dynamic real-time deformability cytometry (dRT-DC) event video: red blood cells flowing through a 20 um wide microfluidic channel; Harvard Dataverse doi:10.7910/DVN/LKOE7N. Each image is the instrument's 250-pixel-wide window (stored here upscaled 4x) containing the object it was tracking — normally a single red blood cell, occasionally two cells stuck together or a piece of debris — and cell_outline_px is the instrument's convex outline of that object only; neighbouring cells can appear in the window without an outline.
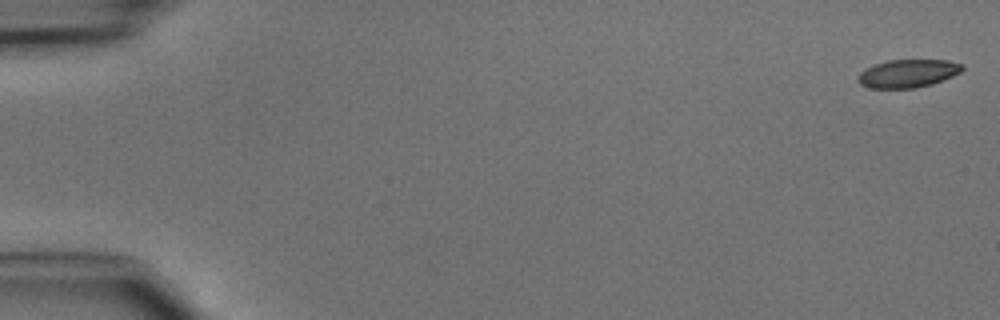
{"species": "common noctule bat (a hibernating species)", "species_latin": "Nyctalus noctula", "temperature_condition": "cold", "stored_images_in_passage": 47, "camera_frame_rate_fps": 3000, "um_per_image_px": 0.085, "animal": {"sex": "male", "body_mass_g": 15.6}, "frame": {"image": 1, "passage_image": 1, "time_ms": 0.0, "image_size_px": [1000, 320], "cell_outline_px": [[964, 68], [960, 72], [952, 76], [932, 84], [916, 88], [872, 88], [860, 84], [856, 80], [856, 76], [860, 72], [876, 64], [888, 60], [948, 60], [964, 64]], "centroid_in_image_um": [77.18, 6.24], "position_along_channel_um": 7.8, "area_um2": 17.05}}
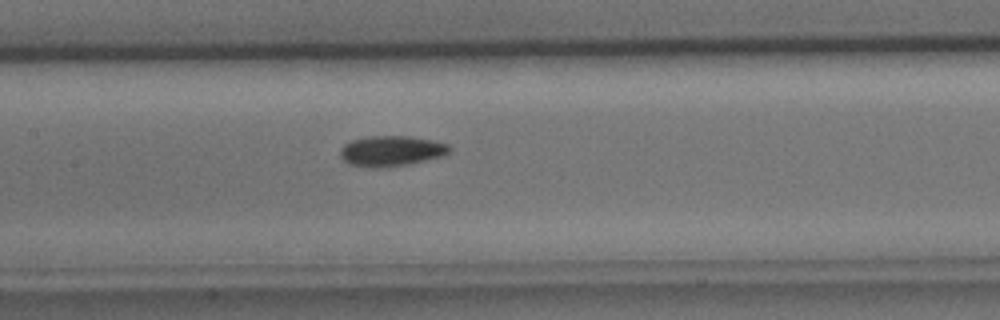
{"frame": {"image": 2, "passage_image": 23, "time_ms": 7.333, "image_size_px": [1000, 320], "cell_outline_px": [[452, 148], [444, 156], [408, 164], [376, 168], [372, 168], [348, 164], [340, 156], [340, 148], [344, 144], [352, 140], [368, 136], [408, 136], [432, 140], [448, 144]], "centroid_in_image_um": [33.25, 12.83], "position_along_channel_um": 174.2, "area_um2": 19.42}}
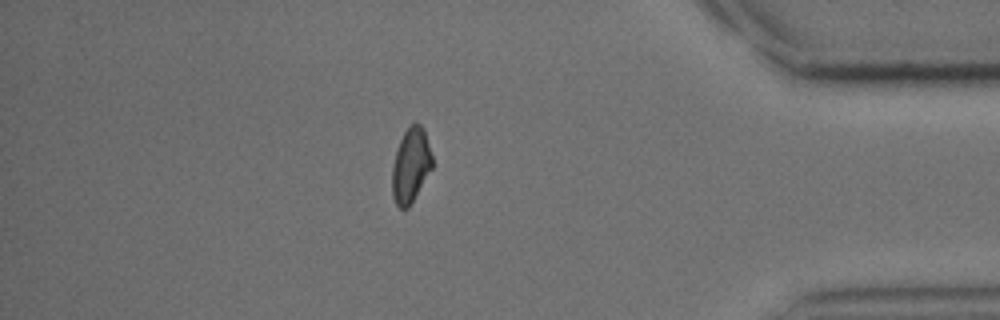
{"frame": {"image": 3, "passage_image": 41, "time_ms": 13.333, "image_size_px": [1000, 320], "cell_outline_px": [[432, 168], [408, 208], [400, 208], [396, 204], [392, 196], [392, 164], [396, 148], [404, 132], [416, 120], [424, 128], [432, 156]], "centroid_in_image_um": [34.9, 14.03], "position_along_channel_um": 400.3, "area_um2": 17.46}}